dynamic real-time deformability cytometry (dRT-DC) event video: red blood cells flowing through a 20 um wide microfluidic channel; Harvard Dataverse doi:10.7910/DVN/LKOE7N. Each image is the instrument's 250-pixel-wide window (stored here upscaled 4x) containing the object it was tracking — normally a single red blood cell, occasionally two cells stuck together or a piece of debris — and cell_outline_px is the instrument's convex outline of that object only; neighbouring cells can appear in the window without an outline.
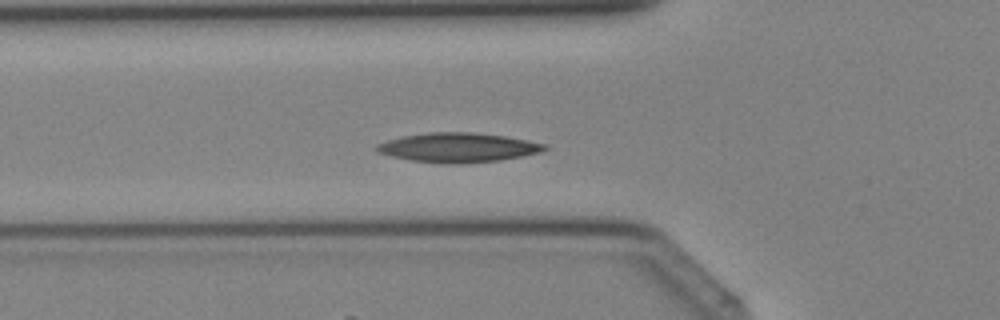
{"species": "Egyptian fruit bat (a non-hibernating species)", "species_latin": "Rousettus aegyptiacus", "temperature_condition": "cold", "stored_images_in_passage": 38, "camera_frame_rate_fps": 3000, "um_per_image_px": 0.085, "animal": {"sex": "female"}, "frame": {"image": 1, "passage_image": 12, "time_ms": 3.667, "image_size_px": [1000, 320], "cell_outline_px": [[548, 148], [540, 152], [500, 160], [412, 160], [392, 156], [376, 152], [376, 144], [388, 140], [404, 136], [428, 132], [472, 132], [504, 136], [548, 144]], "centroid_in_image_um": [38.95, 12.47], "position_along_channel_um": 86.9, "area_um2": 27.17}}
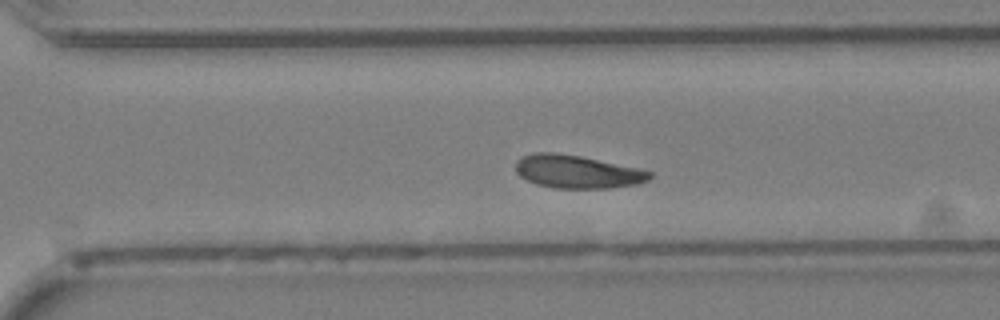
{"frame": {"image": 2, "passage_image": 26, "time_ms": 8.333, "image_size_px": [1000, 320], "cell_outline_px": [[652, 176], [648, 180], [640, 184], [612, 188], [556, 188], [536, 184], [520, 176], [516, 172], [516, 160], [520, 156], [536, 152], [556, 152], [580, 156], [636, 168], [652, 172]], "centroid_in_image_um": [49.04, 14.59], "position_along_channel_um": 321.6, "area_um2": 25.84}}
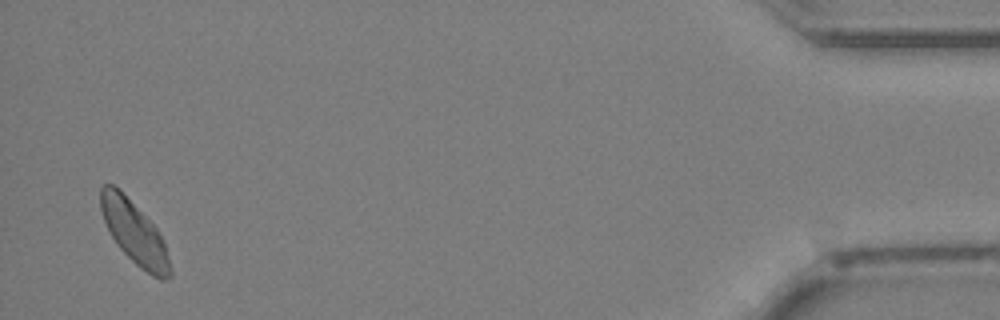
{"frame": {"image": 3, "passage_image": 37, "time_ms": 12.0, "image_size_px": [1000, 320], "cell_outline_px": [[172, 276], [164, 280], [160, 280], [152, 276], [140, 268], [116, 244], [104, 220], [100, 208], [100, 188], [104, 184], [112, 184], [156, 228], [164, 240], [172, 268]], "centroid_in_image_um": [11.45, 19.86], "position_along_channel_um": 423.7, "area_um2": 24.8}}